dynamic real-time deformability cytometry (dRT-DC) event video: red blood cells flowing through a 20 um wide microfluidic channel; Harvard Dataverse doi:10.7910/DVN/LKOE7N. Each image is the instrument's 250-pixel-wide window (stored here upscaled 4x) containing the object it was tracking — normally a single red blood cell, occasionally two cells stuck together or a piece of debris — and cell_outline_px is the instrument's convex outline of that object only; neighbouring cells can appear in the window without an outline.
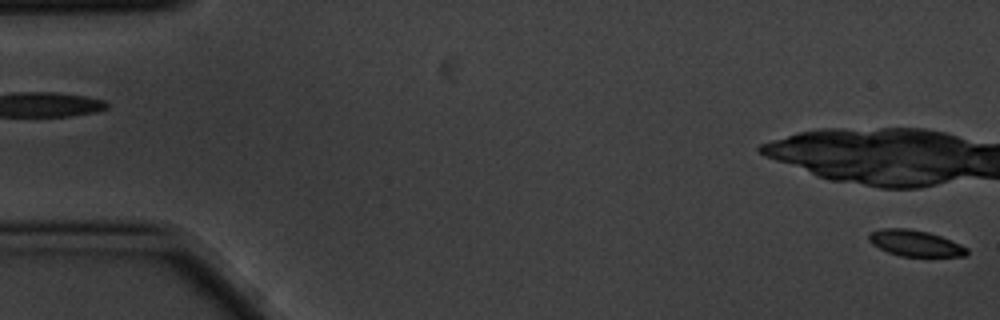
{"species": "common noctule bat (a hibernating species)", "species_latin": "Nyctalus noctula", "temperature_condition": "cold", "stored_images_in_passage": 5, "segment_of_instrument_passage": [2, 2], "camera_frame_rate_fps": 3000, "um_per_image_px": 0.085, "animal": {"sex": "male", "body_mass_g": 20.1, "forearm_length_mm": 53.5}, "frame": {"image": 1, "passage_image": 5, "time_ms": 1.333, "image_size_px": [1000, 320], "cell_outline_px": [[968, 252], [964, 256], [900, 256], [888, 252], [872, 244], [868, 240], [868, 236], [872, 232], [880, 228], [912, 228], [928, 232], [940, 236], [960, 244], [968, 248]], "centroid_in_image_um": [77.78, 20.66], "position_along_channel_um": 7.2, "area_um2": 14.85}}